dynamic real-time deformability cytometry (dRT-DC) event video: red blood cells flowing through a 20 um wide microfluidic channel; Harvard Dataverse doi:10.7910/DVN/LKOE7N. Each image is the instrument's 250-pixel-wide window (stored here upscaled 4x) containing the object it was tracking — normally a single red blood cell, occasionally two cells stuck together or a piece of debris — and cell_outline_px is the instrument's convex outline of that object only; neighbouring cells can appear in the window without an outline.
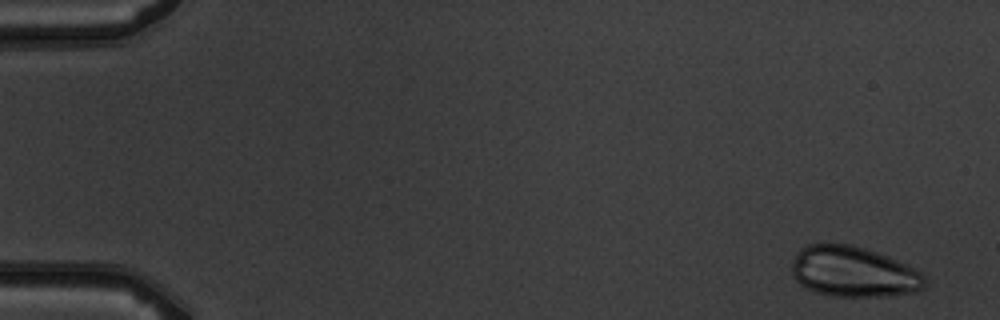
{"species": "common noctule bat (a hibernating species)", "species_latin": "Nyctalus noctula", "temperature_condition": "warm", "stored_images_in_passage": 6, "camera_frame_rate_fps": 3000, "um_per_image_px": 0.085, "animal": {"sex": "male", "body_mass_g": 19.5, "forearm_length_mm": 54.6}, "frame": {"image": 1, "passage_image": 1, "time_ms": 0.0, "image_size_px": [1000, 320], "cell_outline_px": [[924, 288], [916, 292], [892, 296], [832, 296], [816, 292], [800, 284], [796, 280], [792, 272], [792, 260], [800, 248], [808, 244], [848, 244], [864, 248], [888, 256], [920, 272], [924, 276]], "centroid_in_image_um": [72.53, 23.11], "position_along_channel_um": 12.5, "area_um2": 38.96}}